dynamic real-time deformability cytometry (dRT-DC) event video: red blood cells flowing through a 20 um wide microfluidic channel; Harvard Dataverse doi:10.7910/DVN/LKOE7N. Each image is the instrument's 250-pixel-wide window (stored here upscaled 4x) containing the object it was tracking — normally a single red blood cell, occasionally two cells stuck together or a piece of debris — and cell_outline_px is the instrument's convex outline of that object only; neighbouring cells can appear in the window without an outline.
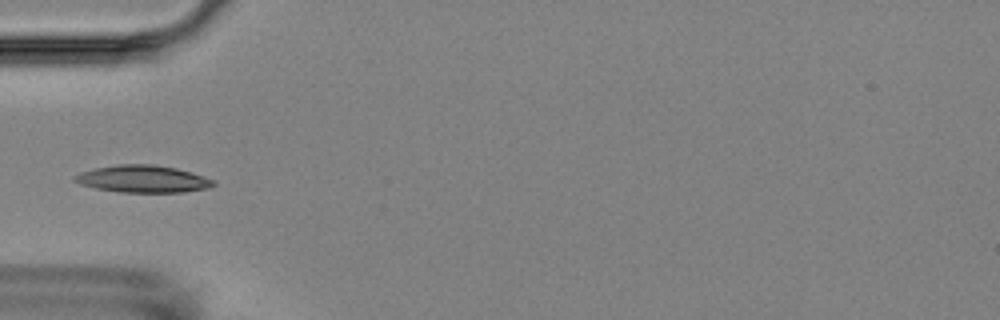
{"species": "Egyptian fruit bat (a non-hibernating species)", "species_latin": "Rousettus aegyptiacus", "temperature_condition": "room temperature", "stored_images_in_passage": 2, "camera_frame_rate_fps": 3000, "um_per_image_px": 0.085, "animal": {"sex": "female"}, "frame": {"image": 1, "passage_image": 2, "time_ms": 1.0, "image_size_px": [1000, 320], "cell_outline_px": [[216, 184], [208, 188], [184, 192], [120, 192], [96, 188], [80, 184], [72, 180], [72, 176], [80, 172], [96, 168], [116, 164], [152, 164], [176, 168], [192, 172], [216, 180]], "centroid_in_image_um": [12.15, 15.2], "position_along_channel_um": 72.9, "area_um2": 22.14}}